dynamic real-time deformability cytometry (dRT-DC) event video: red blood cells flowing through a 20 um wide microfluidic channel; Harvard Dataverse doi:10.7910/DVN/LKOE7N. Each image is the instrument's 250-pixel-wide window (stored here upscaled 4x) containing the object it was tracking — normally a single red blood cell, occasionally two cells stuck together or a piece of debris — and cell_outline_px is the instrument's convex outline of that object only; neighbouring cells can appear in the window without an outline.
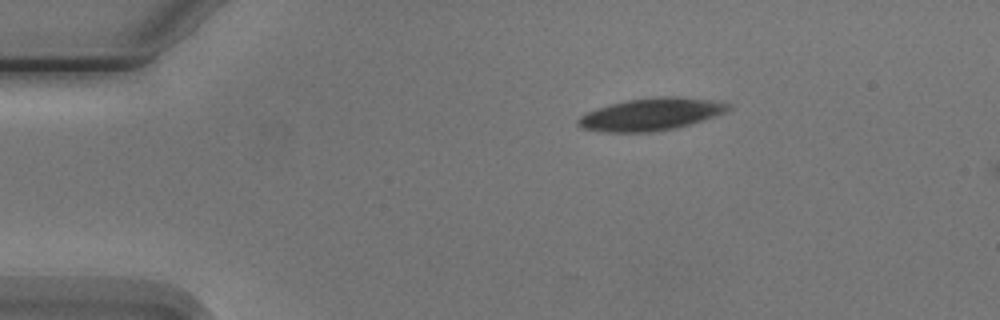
{"species": "Egyptian fruit bat (a non-hibernating species)", "species_latin": "Rousettus aegyptiacus", "temperature_condition": "cold", "stored_images_in_passage": 2, "camera_frame_rate_fps": 3000, "um_per_image_px": 0.085, "animal": {"sex": "male"}, "frame": {"image": 1, "passage_image": 1, "time_ms": 0.0, "image_size_px": [1000, 320], "cell_outline_px": [[732, 108], [724, 112], [676, 128], [648, 132], [612, 132], [584, 128], [576, 120], [580, 116], [596, 108], [628, 100], [656, 96], [676, 96], [708, 100], [732, 104]], "centroid_in_image_um": [55.33, 9.7], "position_along_channel_um": 29.7, "area_um2": 27.63}}